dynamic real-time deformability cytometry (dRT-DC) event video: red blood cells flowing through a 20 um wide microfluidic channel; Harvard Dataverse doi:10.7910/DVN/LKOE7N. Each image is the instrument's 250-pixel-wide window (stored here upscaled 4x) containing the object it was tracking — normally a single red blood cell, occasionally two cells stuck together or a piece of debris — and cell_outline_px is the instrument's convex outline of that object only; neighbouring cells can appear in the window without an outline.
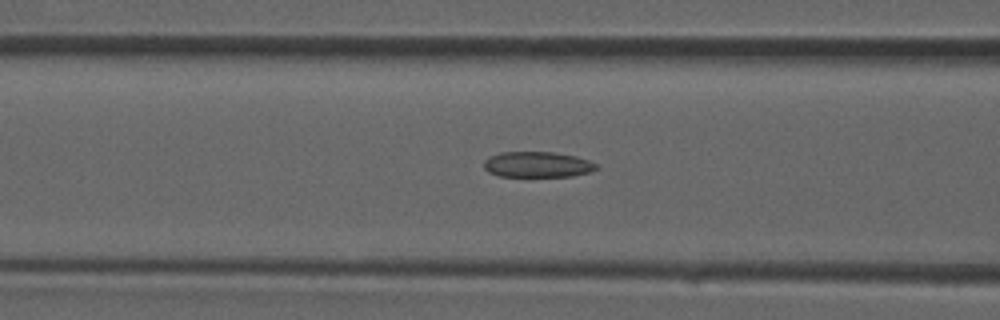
{"species": "common noctule bat (a hibernating species)", "species_latin": "Nyctalus noctula", "temperature_condition": "room temperature", "stored_images_in_passage": 32, "camera_frame_rate_fps": 3000, "um_per_image_px": 0.085, "animal": {"sex": "male", "forearm_length_mm": 52.5}, "frame": {"image": 1, "passage_image": 10, "time_ms": 3.0, "image_size_px": [1000, 320], "cell_outline_px": [[596, 168], [588, 172], [572, 176], [500, 176], [488, 172], [484, 168], [484, 160], [488, 156], [500, 152], [552, 152], [576, 156], [588, 160], [596, 164]], "centroid_in_image_um": [45.62, 13.97], "position_along_channel_um": 121.0, "area_um2": 16.7}}
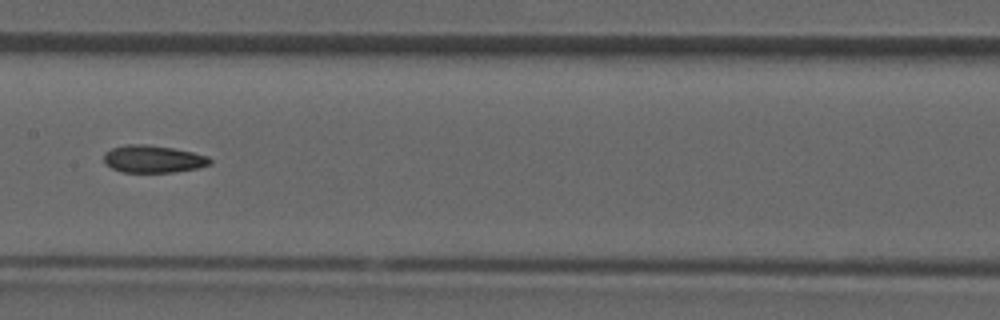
{"frame": {"image": 2, "passage_image": 14, "time_ms": 4.333, "image_size_px": [1000, 320], "cell_outline_px": [[212, 164], [196, 168], [172, 172], [120, 172], [104, 164], [104, 152], [112, 148], [128, 144], [144, 144], [172, 148], [192, 152], [208, 156], [212, 160]], "centroid_in_image_um": [12.99, 13.52], "position_along_channel_um": 194.4, "area_um2": 16.94}}
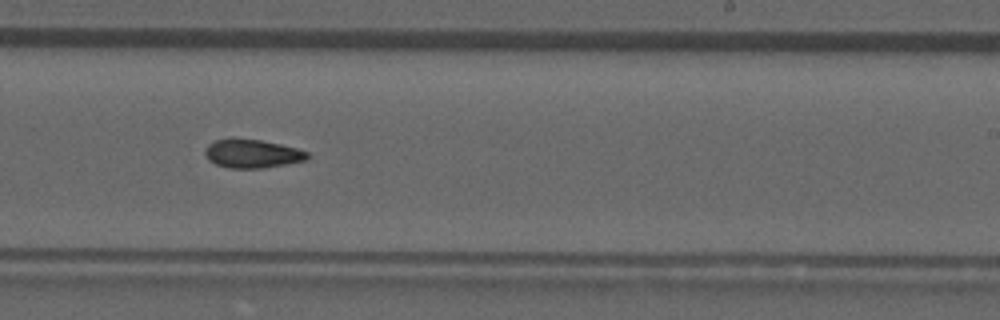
{"frame": {"image": 3, "passage_image": 18, "time_ms": 5.667, "image_size_px": [1000, 320], "cell_outline_px": [[312, 156], [308, 160], [260, 168], [228, 168], [216, 164], [208, 160], [204, 152], [204, 148], [208, 144], [216, 140], [232, 136], [260, 140], [280, 144], [296, 148], [308, 152]], "centroid_in_image_um": [21.41, 13.03], "position_along_channel_um": 267.6, "area_um2": 17.4}}